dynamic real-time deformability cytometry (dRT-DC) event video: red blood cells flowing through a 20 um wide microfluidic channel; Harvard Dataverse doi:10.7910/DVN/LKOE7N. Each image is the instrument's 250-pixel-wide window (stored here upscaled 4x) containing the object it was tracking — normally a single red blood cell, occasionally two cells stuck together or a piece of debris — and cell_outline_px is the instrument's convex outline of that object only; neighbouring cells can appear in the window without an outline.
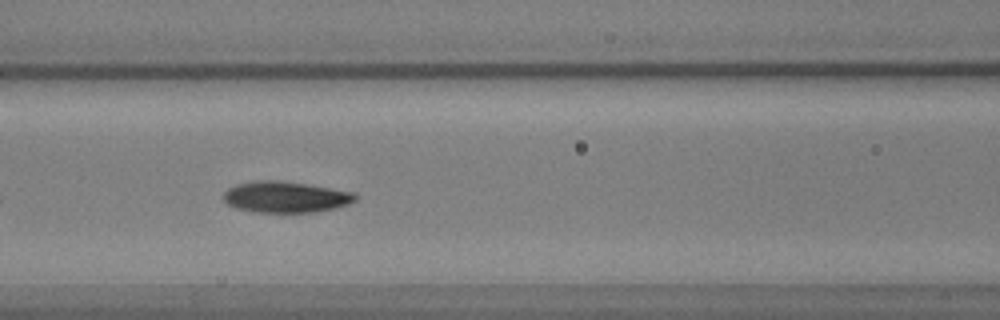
{"species": "common noctule bat (a hibernating species)", "species_latin": "Nyctalus noctula", "temperature_condition": "warm", "stored_images_in_passage": 39, "camera_frame_rate_fps": 3000, "um_per_image_px": 0.085, "animal": {"sex": "male", "body_mass_g": 17.9, "forearm_length_mm": 54.2}, "frame": {"image": 1, "passage_image": 10, "time_ms": 3.0, "image_size_px": [1000, 320], "cell_outline_px": [[356, 200], [348, 204], [336, 208], [312, 212], [256, 212], [236, 208], [228, 204], [224, 200], [224, 192], [228, 188], [236, 184], [256, 180], [276, 180], [308, 184], [356, 192]], "centroid_in_image_um": [24.29, 16.73], "position_along_channel_um": 142.3, "area_um2": 23.99}}
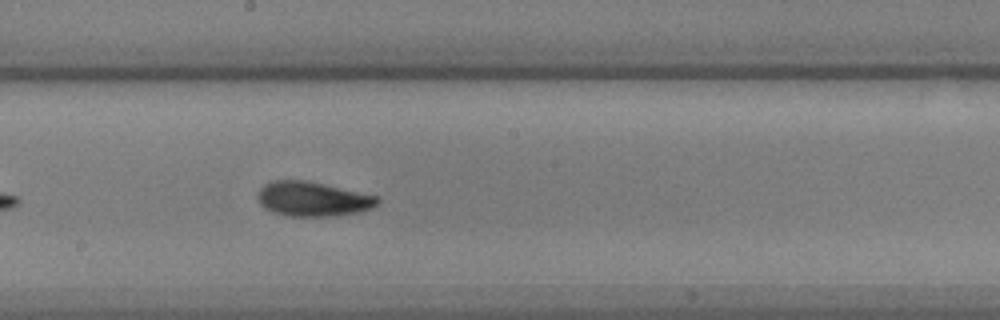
{"frame": {"image": 2, "passage_image": 17, "time_ms": 5.333, "image_size_px": [1000, 320], "cell_outline_px": [[380, 200], [372, 208], [360, 212], [332, 216], [284, 216], [272, 212], [264, 208], [260, 204], [256, 196], [260, 188], [264, 184], [272, 180], [308, 180], [380, 196]], "centroid_in_image_um": [26.57, 16.91], "position_along_channel_um": 221.6, "area_um2": 24.57}}
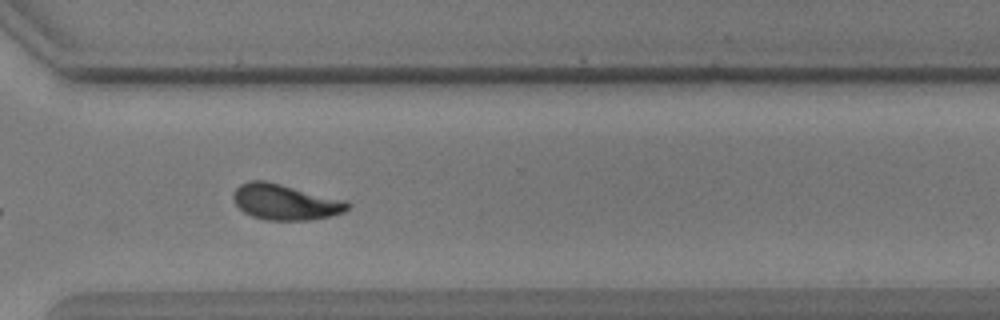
{"frame": {"image": 3, "passage_image": 28, "time_ms": 9.0, "image_size_px": [1000, 320], "cell_outline_px": [[352, 204], [344, 212], [328, 216], [308, 220], [264, 220], [252, 216], [244, 212], [236, 204], [232, 196], [236, 188], [240, 184], [248, 180], [264, 180], [348, 200]], "centroid_in_image_um": [24.25, 17.16], "position_along_channel_um": 346.3, "area_um2": 23.87}}